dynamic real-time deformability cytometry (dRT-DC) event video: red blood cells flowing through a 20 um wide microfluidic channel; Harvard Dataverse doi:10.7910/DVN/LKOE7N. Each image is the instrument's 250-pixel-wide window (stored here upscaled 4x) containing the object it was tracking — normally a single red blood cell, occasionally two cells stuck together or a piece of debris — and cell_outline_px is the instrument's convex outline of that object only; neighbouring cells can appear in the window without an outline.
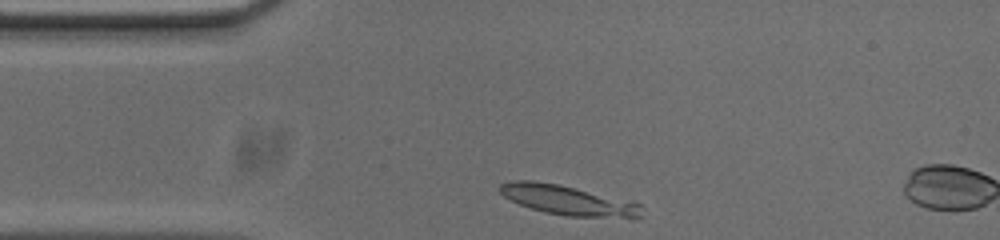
{"species": "common noctule bat (a hibernating species)", "species_latin": "Nyctalus noctula", "temperature_condition": "cold", "stored_images_in_passage": 3, "camera_frame_rate_fps": 3000, "um_per_image_px": 0.085, "animal": {"sex": "male", "body_mass_g": 20.0, "forearm_length_mm": 53.3}, "frame": {"image": 1, "passage_image": 1, "time_ms": 0.0, "image_size_px": [1000, 240], "cell_outline_px": [[644, 208], [640, 216], [636, 220], [632, 220], [568, 216], [544, 212], [520, 204], [504, 196], [496, 188], [500, 184], [512, 180], [532, 180], [556, 184], [632, 200], [640, 204]], "centroid_in_image_um": [48.41, 17.05], "position_along_channel_um": 36.6, "area_um2": 25.2}}